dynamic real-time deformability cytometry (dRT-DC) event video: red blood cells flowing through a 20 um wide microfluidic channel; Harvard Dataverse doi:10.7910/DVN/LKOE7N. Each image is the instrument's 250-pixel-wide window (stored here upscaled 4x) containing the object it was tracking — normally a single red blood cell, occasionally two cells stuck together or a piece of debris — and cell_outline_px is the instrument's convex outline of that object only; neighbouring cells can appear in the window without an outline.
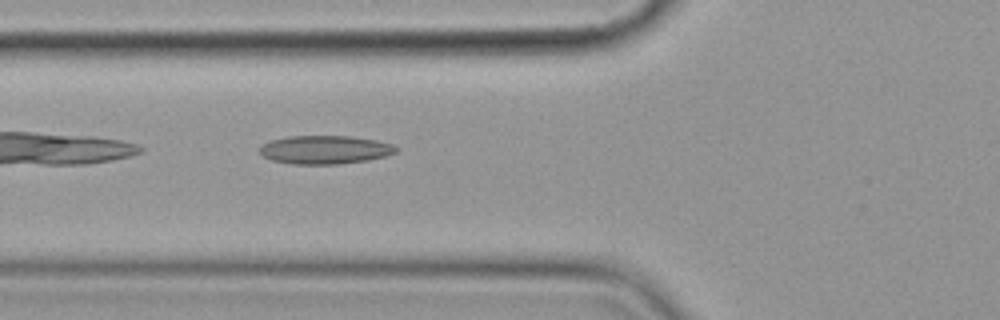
{"species": "common noctule bat (a hibernating species)", "species_latin": "Nyctalus noctula", "temperature_condition": "cold", "stored_images_in_passage": 6, "camera_frame_rate_fps": 3000, "um_per_image_px": 0.085, "animal": {"sex": "female", "body_mass_g": 19.9}, "frame": {"image": 1, "passage_image": 6, "time_ms": 6.0, "image_size_px": [1000, 320], "cell_outline_px": [[400, 148], [396, 152], [384, 156], [368, 160], [336, 164], [292, 164], [272, 160], [264, 156], [260, 152], [260, 144], [272, 140], [288, 136], [352, 136], [376, 140], [392, 144]], "centroid_in_image_um": [27.63, 12.72], "position_along_channel_um": 98.2, "area_um2": 22.6}}